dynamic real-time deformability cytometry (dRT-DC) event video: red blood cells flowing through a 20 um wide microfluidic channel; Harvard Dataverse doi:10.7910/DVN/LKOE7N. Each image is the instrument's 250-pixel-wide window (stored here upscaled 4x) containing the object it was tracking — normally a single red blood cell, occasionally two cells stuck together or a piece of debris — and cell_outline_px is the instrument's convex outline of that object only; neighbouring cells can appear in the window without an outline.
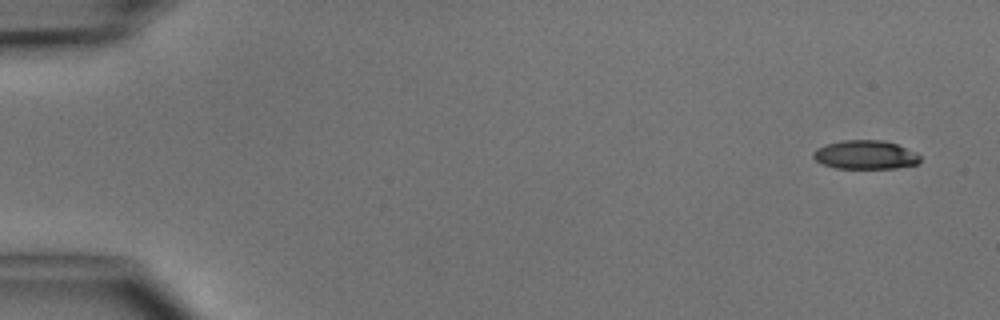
{"species": "common noctule bat (a hibernating species)", "species_latin": "Nyctalus noctula", "temperature_condition": "cold", "stored_images_in_passage": 5, "camera_frame_rate_fps": 3000, "um_per_image_px": 0.085, "animal": {"sex": "male", "body_mass_g": 15.6}, "frame": {"image": 1, "passage_image": 1, "time_ms": 0.0, "image_size_px": [1000, 320], "cell_outline_px": [[920, 164], [896, 168], [836, 168], [824, 164], [816, 160], [812, 156], [812, 152], [816, 148], [840, 140], [880, 140], [896, 144], [916, 152], [920, 156]], "centroid_in_image_um": [73.57, 13.16], "position_along_channel_um": 11.4, "area_um2": 17.92}}
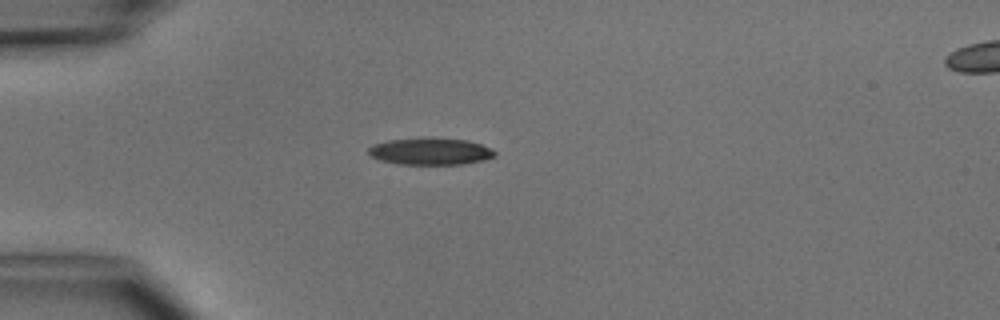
{"frame": {"image": 2, "passage_image": 4, "time_ms": 3.667, "image_size_px": [1000, 320], "cell_outline_px": [[496, 156], [484, 160], [464, 164], [400, 164], [380, 160], [372, 156], [368, 152], [368, 148], [372, 144], [388, 140], [420, 136], [468, 140], [492, 148], [496, 152]], "centroid_in_image_um": [36.59, 12.84], "position_along_channel_um": 48.4, "area_um2": 20.23}}